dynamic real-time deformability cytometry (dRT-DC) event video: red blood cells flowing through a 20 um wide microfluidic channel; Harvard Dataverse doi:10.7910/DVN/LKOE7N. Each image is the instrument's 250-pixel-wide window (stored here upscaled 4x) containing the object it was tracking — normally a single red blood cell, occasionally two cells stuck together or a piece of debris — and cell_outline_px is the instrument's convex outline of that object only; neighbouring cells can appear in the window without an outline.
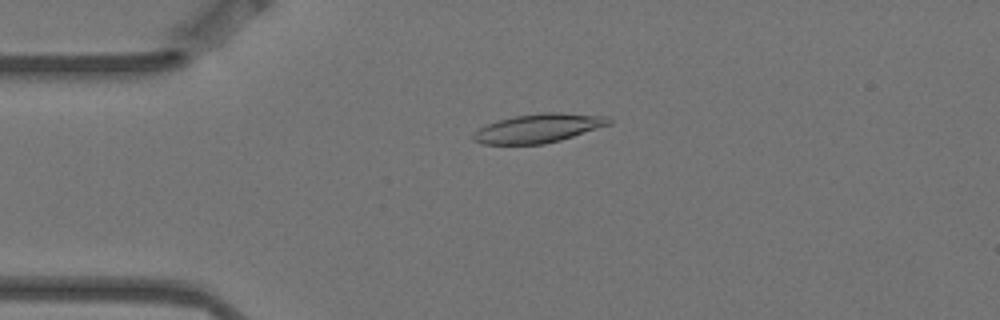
{"species": "Egyptian fruit bat (a non-hibernating species)", "species_latin": "Rousettus aegyptiacus", "temperature_condition": "warm", "stored_images_in_passage": 5, "camera_frame_rate_fps": 3000, "um_per_image_px": 0.085, "animal": {"sex": "female"}, "frame": {"image": 1, "passage_image": 3, "time_ms": 0.667, "image_size_px": [1000, 320], "cell_outline_px": [[612, 124], [560, 140], [544, 144], [480, 144], [472, 140], [472, 136], [480, 128], [488, 124], [500, 120], [516, 116], [540, 112], [560, 112], [608, 116], [612, 120]], "centroid_in_image_um": [45.81, 10.89], "position_along_channel_um": 39.2, "area_um2": 22.77}}
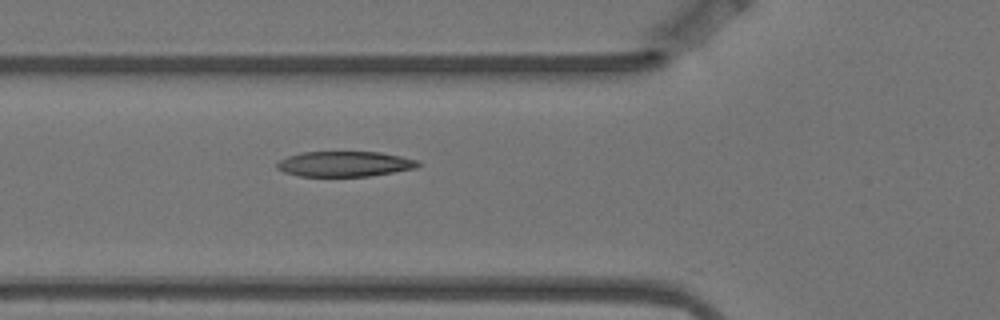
{"frame": {"image": 2, "passage_image": 5, "time_ms": 1.333, "image_size_px": [1000, 320], "cell_outline_px": [[420, 164], [416, 168], [368, 176], [300, 176], [284, 172], [276, 168], [276, 164], [280, 160], [288, 156], [300, 152], [380, 152], [400, 156], [416, 160]], "centroid_in_image_um": [29.26, 13.93], "position_along_channel_um": 96.5, "area_um2": 20.63}}